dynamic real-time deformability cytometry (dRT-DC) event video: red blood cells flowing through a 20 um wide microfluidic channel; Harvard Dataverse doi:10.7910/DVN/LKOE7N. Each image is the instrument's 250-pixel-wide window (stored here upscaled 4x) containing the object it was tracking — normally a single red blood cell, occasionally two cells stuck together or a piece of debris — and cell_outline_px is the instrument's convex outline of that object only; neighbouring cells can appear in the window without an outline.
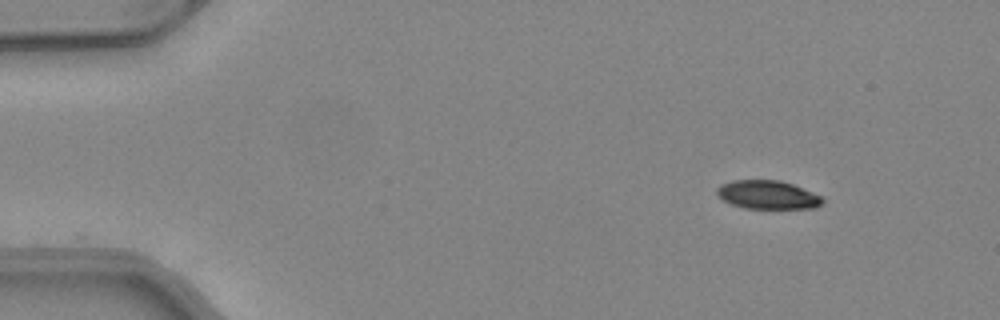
{"species": "common noctule bat (a hibernating species)", "species_latin": "Nyctalus noctula", "temperature_condition": "warm", "stored_images_in_passage": 45, "camera_frame_rate_fps": 3000, "um_per_image_px": 0.085, "animal": {"sex": "female", "body_mass_g": 24.6, "forearm_length_mm": 56.2}, "frame": {"image": 1, "passage_image": 1, "time_ms": 0.0, "image_size_px": [1000, 320], "cell_outline_px": [[824, 200], [816, 208], [744, 208], [732, 204], [716, 196], [716, 188], [720, 184], [732, 180], [780, 180], [792, 184], [812, 192], [820, 196]], "centroid_in_image_um": [65.2, 16.55], "position_along_channel_um": 19.8, "area_um2": 17.51}}
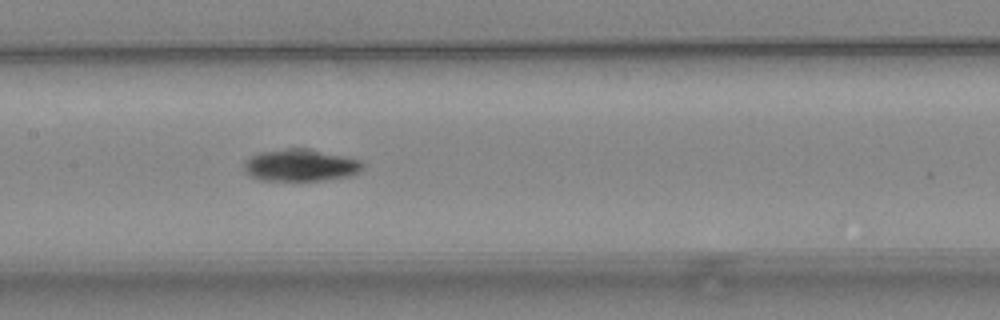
{"frame": {"image": 2, "passage_image": 20, "time_ms": 6.333, "image_size_px": [1000, 320], "cell_outline_px": [[364, 168], [360, 172], [352, 176], [324, 180], [264, 180], [252, 176], [244, 172], [244, 160], [260, 152], [288, 148], [300, 148], [348, 156], [360, 160], [364, 164]], "centroid_in_image_um": [25.59, 14.05], "position_along_channel_um": 181.8, "area_um2": 22.2}}
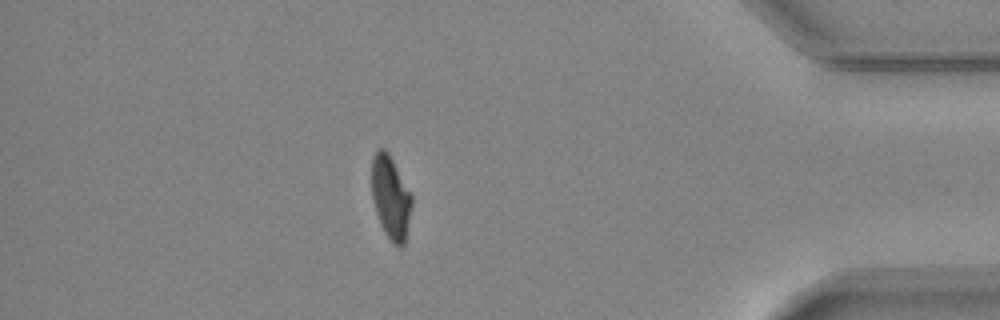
{"frame": {"image": 3, "passage_image": 39, "time_ms": 12.667, "image_size_px": [1000, 320], "cell_outline_px": [[412, 204], [404, 244], [400, 248], [392, 244], [384, 232], [380, 224], [372, 200], [372, 156], [380, 148], [384, 148], [388, 152], [412, 196]], "centroid_in_image_um": [33.19, 16.81], "position_along_channel_um": 402.0, "area_um2": 19.31}, "authors_computed_cell_mechanics": {"area_um2": 20.7502, "velocity_mm_per_s": 4.1231, "shape_relaxation_time_tau1_ms": 5.2903, "shape_relaxation_time_tau2_ms": 10.7024, "deformation_change_tau1": 0.1568, "deformation_change_tau2": 0.1713}}